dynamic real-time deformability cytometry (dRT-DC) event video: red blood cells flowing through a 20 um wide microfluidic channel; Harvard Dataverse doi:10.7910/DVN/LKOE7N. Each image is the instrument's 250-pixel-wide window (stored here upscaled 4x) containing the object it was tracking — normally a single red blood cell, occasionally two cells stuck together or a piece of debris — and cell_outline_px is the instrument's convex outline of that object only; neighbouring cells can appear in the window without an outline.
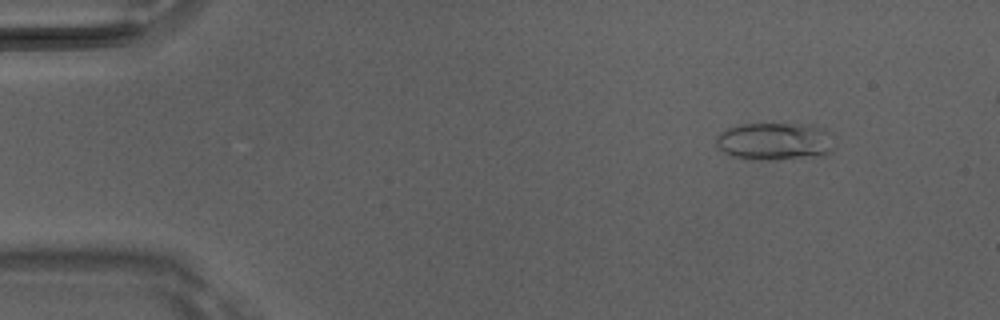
{"species": "Egyptian fruit bat (a non-hibernating species)", "species_latin": "Rousettus aegyptiacus", "temperature_condition": "room temperature", "stored_images_in_passage": 47, "camera_frame_rate_fps": 3000, "um_per_image_px": 0.085, "animal": {"sex": "male"}, "frame": {"image": 1, "passage_image": 4, "time_ms": 1.0, "image_size_px": [1000, 320], "cell_outline_px": [[832, 148], [824, 156], [752, 160], [732, 156], [724, 152], [716, 144], [716, 136], [728, 128], [740, 124], [816, 124], [824, 128], [828, 132]], "centroid_in_image_um": [65.84, 12.0], "position_along_channel_um": 19.2, "area_um2": 25.72}}
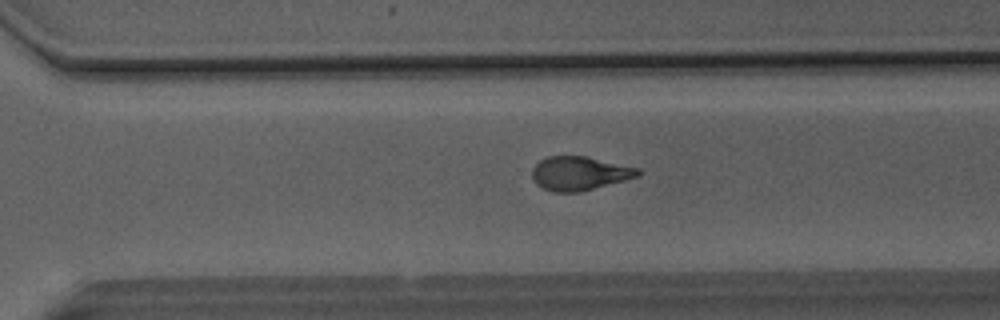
{"frame": {"image": 2, "passage_image": 33, "time_ms": 10.667, "image_size_px": [1000, 320], "cell_outline_px": [[640, 176], [580, 192], [552, 192], [536, 184], [532, 176], [532, 168], [540, 160], [548, 156], [588, 156], [640, 168]], "centroid_in_image_um": [49.27, 14.73], "position_along_channel_um": 321.3, "area_um2": 20.98}}
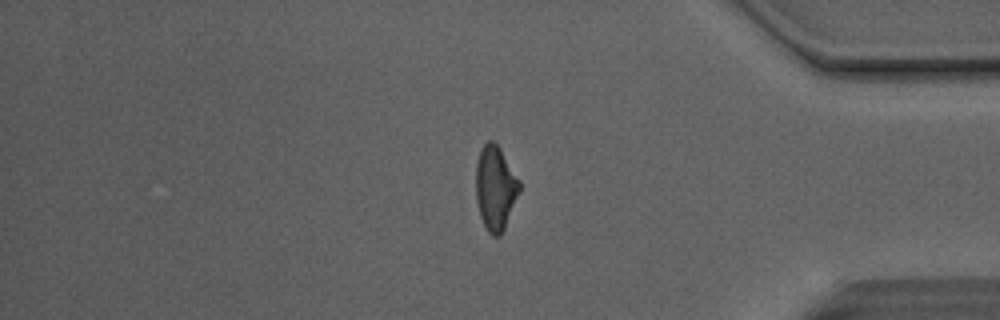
{"frame": {"image": 3, "passage_image": 40, "time_ms": 13.0, "image_size_px": [1000, 320], "cell_outline_px": [[520, 192], [504, 228], [500, 236], [492, 236], [488, 232], [480, 216], [476, 200], [476, 164], [480, 148], [488, 140], [492, 140], [500, 148], [520, 180]], "centroid_in_image_um": [42.1, 15.96], "position_along_channel_um": 393.1, "area_um2": 21.44}}